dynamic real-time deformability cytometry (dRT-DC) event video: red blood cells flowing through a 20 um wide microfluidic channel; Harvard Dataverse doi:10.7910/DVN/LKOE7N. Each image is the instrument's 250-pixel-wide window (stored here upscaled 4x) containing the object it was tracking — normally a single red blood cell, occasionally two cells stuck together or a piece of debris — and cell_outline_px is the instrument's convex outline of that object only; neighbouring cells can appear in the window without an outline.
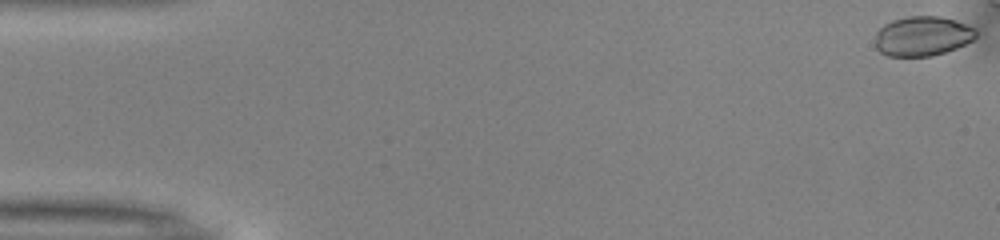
{"species": "common noctule bat (a hibernating species)", "species_latin": "Nyctalus noctula", "temperature_condition": "warm", "stored_images_in_passage": 40, "camera_frame_rate_fps": 3000, "um_per_image_px": 0.085, "animal": {"sex": "male", "body_mass_g": 13.0, "forearm_length_mm": 53.1}, "frame": {"image": 1, "passage_image": 1, "time_ms": 0.0, "image_size_px": [1000, 240], "cell_outline_px": [[976, 36], [972, 40], [956, 48], [932, 56], [888, 56], [880, 52], [876, 48], [876, 32], [884, 24], [892, 20], [908, 16], [940, 16], [956, 20], [976, 28]], "centroid_in_image_um": [78.41, 3.06], "position_along_channel_um": 6.6, "area_um2": 23.35}}
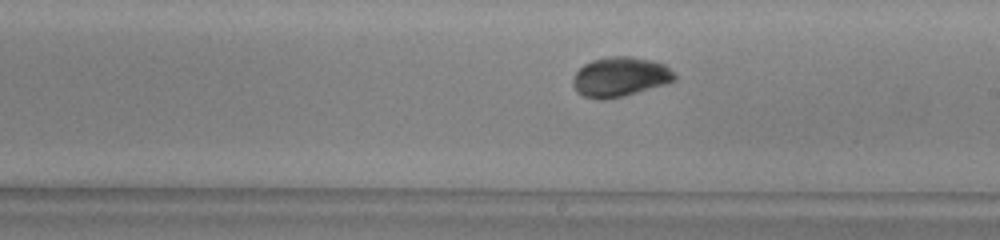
{"frame": {"image": 2, "passage_image": 29, "time_ms": 9.333, "image_size_px": [1000, 240], "cell_outline_px": [[676, 80], [664, 84], [624, 96], [600, 100], [584, 96], [576, 92], [572, 84], [572, 80], [576, 72], [584, 64], [592, 60], [608, 56], [632, 56], [652, 60], [664, 64], [676, 76]], "centroid_in_image_um": [52.68, 6.53], "position_along_channel_um": 236.3, "area_um2": 23.47}}
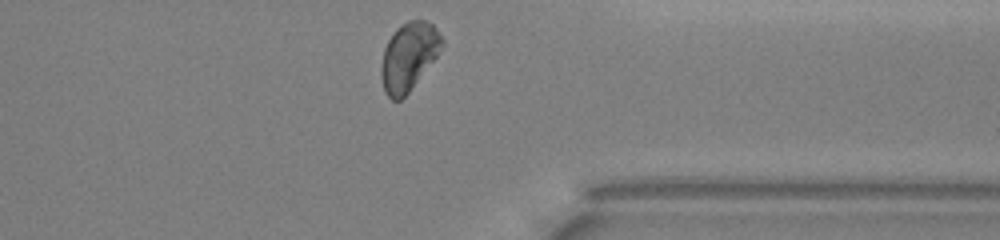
{"frame": {"image": 3, "passage_image": 40, "time_ms": 13.0, "image_size_px": [1000, 240], "cell_outline_px": [[444, 44], [436, 56], [408, 92], [400, 100], [392, 100], [384, 92], [380, 76], [380, 68], [384, 48], [388, 40], [396, 28], [400, 24], [408, 20], [424, 20], [432, 24], [436, 28], [444, 40]], "centroid_in_image_um": [34.71, 4.78], "position_along_channel_um": 376.7, "area_um2": 23.93}, "authors_computed_cell_mechanics": {"area_um2": 23.5535, "velocity_mm_per_s": 4.0271, "shape_relaxation_time_tau1_ms": 3.0328, "shape_relaxation_time_tau2_ms": null, "deformation_change_tau1": 0.1152, "deformation_change_tau2": null}}